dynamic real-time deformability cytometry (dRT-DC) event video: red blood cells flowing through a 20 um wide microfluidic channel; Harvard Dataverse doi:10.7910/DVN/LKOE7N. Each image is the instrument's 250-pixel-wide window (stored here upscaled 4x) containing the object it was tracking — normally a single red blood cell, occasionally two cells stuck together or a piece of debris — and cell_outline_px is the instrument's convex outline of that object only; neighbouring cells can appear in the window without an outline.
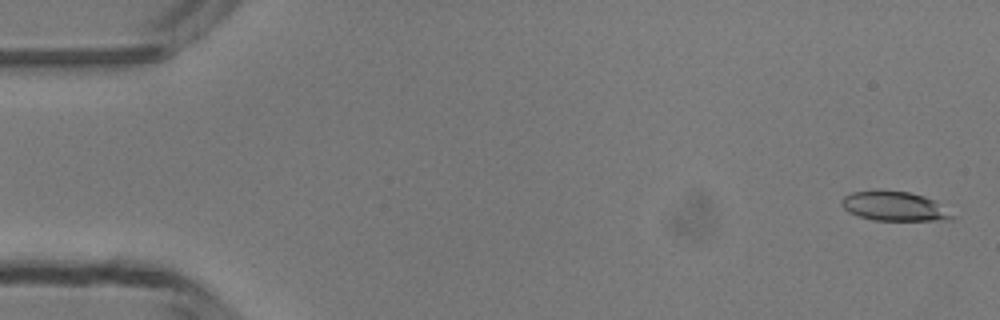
{"species": "common noctule bat (a hibernating species)", "species_latin": "Nyctalus noctula", "temperature_condition": "room temperature", "stored_images_in_passage": 49, "camera_frame_rate_fps": 3000, "um_per_image_px": 0.085, "animal": {"sex": "male", "body_mass_g": 13.3}, "frame": {"image": 1, "passage_image": 2, "time_ms": 0.333, "image_size_px": [1000, 320], "cell_outline_px": [[956, 216], [952, 220], [872, 220], [848, 212], [840, 204], [840, 200], [844, 196], [852, 192], [908, 192], [924, 196], [936, 200]], "centroid_in_image_um": [76.07, 17.56], "position_along_channel_um": 8.9, "area_um2": 18.67}}
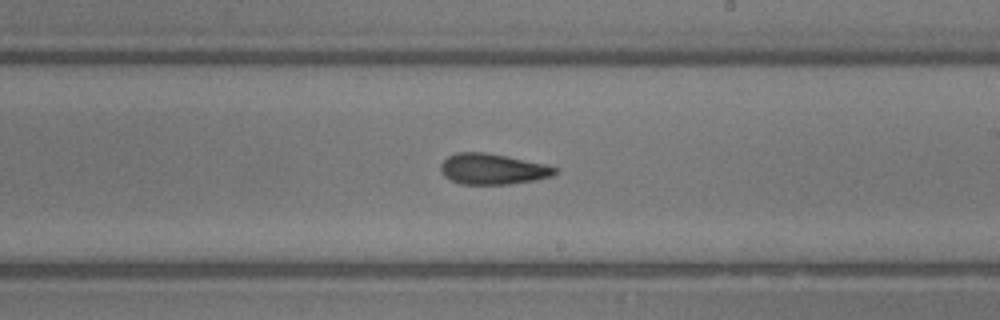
{"frame": {"image": 2, "passage_image": 29, "time_ms": 9.333, "image_size_px": [1000, 320], "cell_outline_px": [[556, 172], [552, 176], [536, 180], [508, 184], [460, 184], [444, 176], [440, 172], [440, 164], [448, 156], [456, 152], [484, 152], [544, 164], [556, 168]], "centroid_in_image_um": [41.82, 14.37], "position_along_channel_um": 247.2, "area_um2": 20.29}}
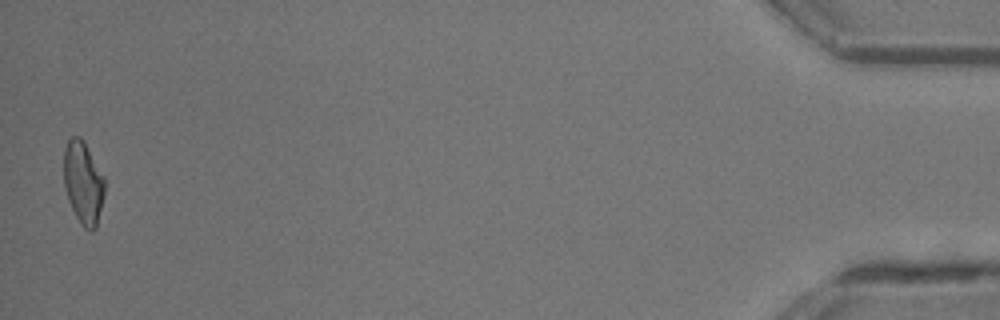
{"frame": {"image": 3, "passage_image": 49, "time_ms": 16.0, "image_size_px": [1000, 320], "cell_outline_px": [[104, 196], [96, 228], [92, 232], [88, 232], [80, 224], [68, 200], [64, 184], [64, 148], [68, 140], [72, 136], [80, 136], [84, 140], [104, 176]], "centroid_in_image_um": [7.08, 15.53], "position_along_channel_um": 428.1, "area_um2": 19.88}, "authors_computed_cell_mechanics": {"area_um2": 20.1144, "velocity_mm_per_s": 4.1939, "shape_relaxation_time_tau1_ms": 4.5772, "shape_relaxation_time_tau2_ms": 3.4775, "deformation_change_tau1": 0.1725, "deformation_change_tau2": 0.1403}}